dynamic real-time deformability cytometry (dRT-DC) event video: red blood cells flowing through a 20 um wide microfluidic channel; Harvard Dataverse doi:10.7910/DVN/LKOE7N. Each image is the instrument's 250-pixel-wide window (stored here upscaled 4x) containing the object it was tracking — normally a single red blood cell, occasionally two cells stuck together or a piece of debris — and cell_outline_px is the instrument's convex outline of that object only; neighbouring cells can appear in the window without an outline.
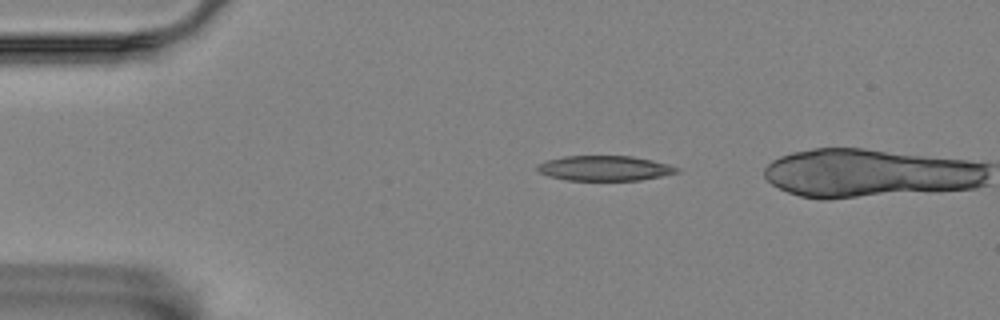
{"species": "Egyptian fruit bat (a non-hibernating species)", "species_latin": "Rousettus aegyptiacus", "temperature_condition": "room temperature", "stored_images_in_passage": 4, "camera_frame_rate_fps": 3000, "um_per_image_px": 0.085, "animal": {"sex": "female"}, "frame": {"image": 1, "passage_image": 2, "time_ms": 0.333, "image_size_px": [1000, 320], "cell_outline_px": [[680, 172], [640, 180], [568, 180], [548, 176], [540, 172], [536, 168], [536, 164], [548, 160], [564, 156], [632, 156], [652, 160], [668, 164], [680, 168]], "centroid_in_image_um": [51.4, 14.29], "position_along_channel_um": 33.6, "area_um2": 20.29}}